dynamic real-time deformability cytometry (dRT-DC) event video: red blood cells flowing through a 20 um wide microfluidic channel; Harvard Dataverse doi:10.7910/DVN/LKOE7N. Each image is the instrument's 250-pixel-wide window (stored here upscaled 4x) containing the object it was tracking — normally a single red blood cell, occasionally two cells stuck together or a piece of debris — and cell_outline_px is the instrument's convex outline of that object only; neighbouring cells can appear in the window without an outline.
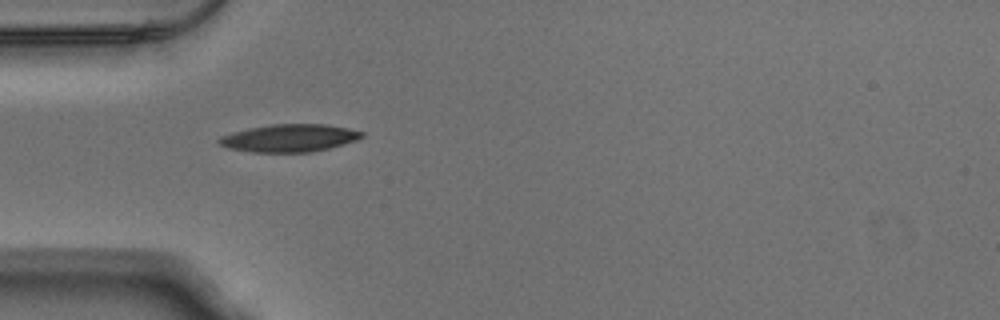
{"species": "Egyptian fruit bat (a non-hibernating species)", "species_latin": "Rousettus aegyptiacus", "temperature_condition": "warm", "stored_images_in_passage": 30, "camera_frame_rate_fps": 3000, "um_per_image_px": 0.085, "animal": {"sex": "male"}, "frame": {"image": 1, "passage_image": 1, "time_ms": 0.0, "image_size_px": [1000, 320], "cell_outline_px": [[364, 136], [356, 140], [344, 144], [328, 148], [308, 152], [252, 152], [228, 148], [220, 144], [216, 140], [220, 136], [232, 132], [248, 128], [272, 124], [328, 124], [364, 132]], "centroid_in_image_um": [24.57, 11.73], "position_along_channel_um": 60.4, "area_um2": 22.95}}
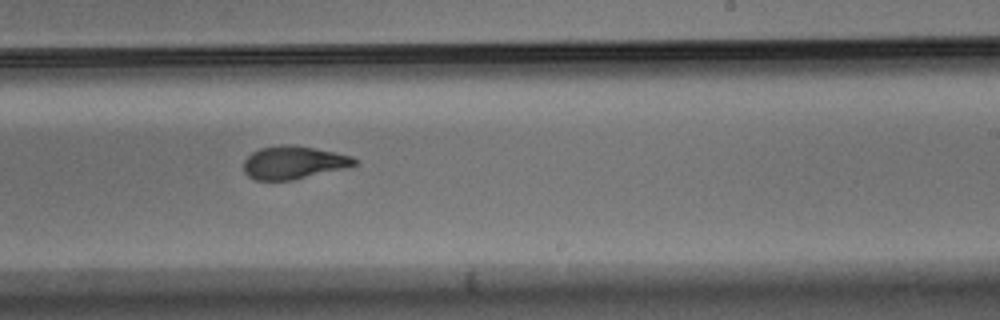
{"frame": {"image": 2, "passage_image": 17, "time_ms": 5.333, "image_size_px": [1000, 320], "cell_outline_px": [[356, 164], [344, 168], [292, 180], [256, 180], [248, 176], [244, 172], [244, 160], [252, 152], [260, 148], [280, 144], [292, 144], [336, 152], [352, 156], [356, 160]], "centroid_in_image_um": [24.92, 13.8], "position_along_channel_um": 264.1, "area_um2": 21.21}}
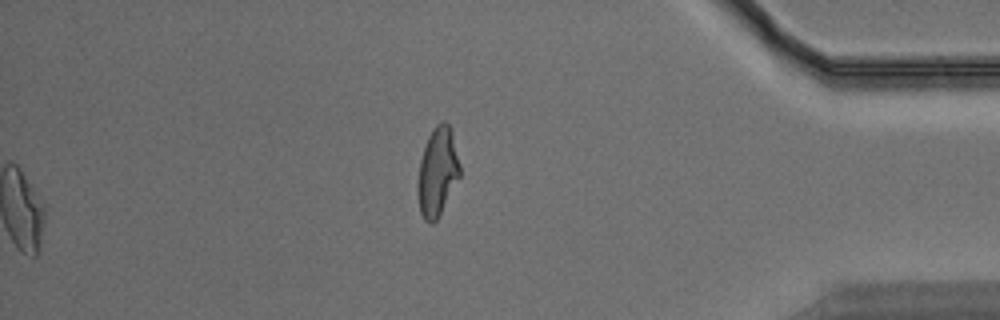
{"frame": {"image": 3, "passage_image": 30, "time_ms": 9.667, "image_size_px": [1000, 320], "cell_outline_px": [[460, 176], [436, 220], [432, 224], [428, 224], [424, 220], [420, 212], [416, 192], [416, 184], [420, 160], [428, 136], [432, 128], [440, 120], [444, 120], [452, 128], [460, 164]], "centroid_in_image_um": [37.17, 14.58], "position_along_channel_um": 398.0, "area_um2": 22.14}, "authors_computed_cell_mechanics": {"area_um2": 22.1374, "velocity_mm_per_s": 3.8513, "shape_relaxation_time_tau1_ms": 4.6666, "shape_relaxation_time_tau2_ms": 1.9807, "deformation_change_tau1": 0.2148, "deformation_change_tau2": 0.0976}}